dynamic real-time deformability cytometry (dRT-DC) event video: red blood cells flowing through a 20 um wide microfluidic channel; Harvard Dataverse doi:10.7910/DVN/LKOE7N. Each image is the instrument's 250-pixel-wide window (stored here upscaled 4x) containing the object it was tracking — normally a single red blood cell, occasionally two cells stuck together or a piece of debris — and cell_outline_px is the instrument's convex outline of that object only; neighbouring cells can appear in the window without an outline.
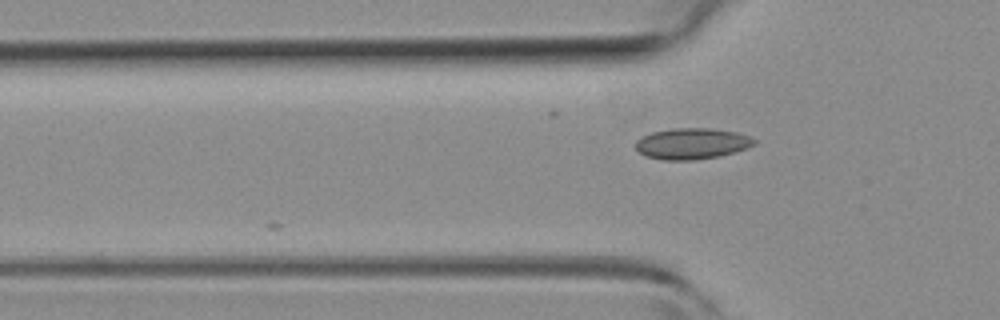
{"species": "common noctule bat (a hibernating species)", "species_latin": "Nyctalus noctula", "temperature_condition": "room temperature", "stored_images_in_passage": 3, "camera_frame_rate_fps": 3000, "um_per_image_px": 0.085, "animal": {"sex": "female", "body_mass_g": 19.3, "forearm_length_mm": 54.1}, "frame": {"image": 1, "passage_image": 3, "time_ms": 0.667, "image_size_px": [1000, 320], "cell_outline_px": [[756, 144], [748, 148], [720, 156], [696, 160], [660, 160], [644, 156], [636, 148], [636, 140], [652, 132], [672, 128], [708, 128], [736, 132], [752, 136], [756, 140]], "centroid_in_image_um": [58.84, 12.21], "position_along_channel_um": 67.0, "area_um2": 21.68}}